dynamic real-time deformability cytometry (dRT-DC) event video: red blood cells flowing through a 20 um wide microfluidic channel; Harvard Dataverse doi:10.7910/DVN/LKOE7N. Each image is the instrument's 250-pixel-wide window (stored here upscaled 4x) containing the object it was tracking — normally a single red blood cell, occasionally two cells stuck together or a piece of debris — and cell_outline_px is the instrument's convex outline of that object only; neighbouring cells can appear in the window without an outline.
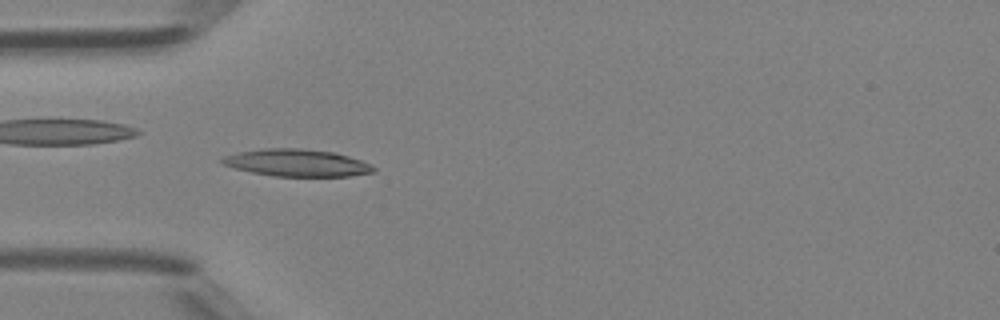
{"species": "Egyptian fruit bat (a non-hibernating species)", "species_latin": "Rousettus aegyptiacus", "temperature_condition": "room temperature", "stored_images_in_passage": 47, "camera_frame_rate_fps": 3000, "um_per_image_px": 0.085, "animal": {"sex": "female"}, "frame": {"image": 1, "passage_image": 14, "time_ms": 4.333, "image_size_px": [1000, 320], "cell_outline_px": [[376, 172], [348, 176], [272, 176], [252, 172], [220, 164], [220, 160], [224, 156], [240, 152], [264, 148], [304, 148], [332, 152], [348, 156], [372, 164], [376, 168]], "centroid_in_image_um": [25.25, 13.84], "position_along_channel_um": 59.7, "area_um2": 23.99}}
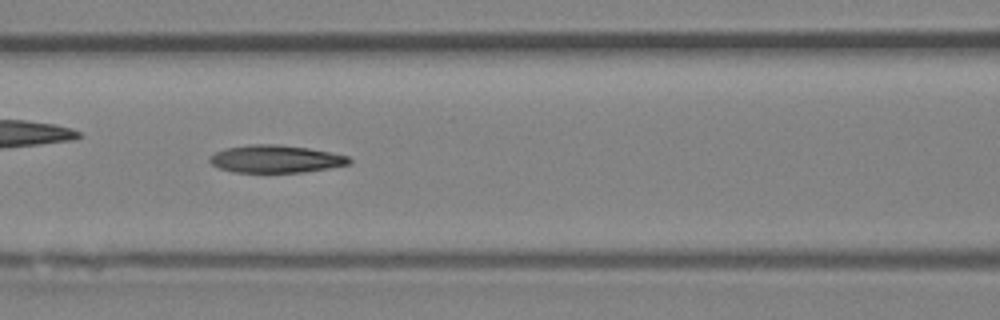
{"frame": {"image": 2, "passage_image": 20, "time_ms": 6.333, "image_size_px": [1000, 320], "cell_outline_px": [[352, 164], [304, 172], [232, 172], [220, 168], [212, 164], [208, 160], [208, 156], [224, 148], [252, 144], [276, 144], [308, 148], [348, 156], [352, 160]], "centroid_in_image_um": [23.42, 13.51], "position_along_channel_um": 143.2, "area_um2": 22.43}, "authors_computed_cell_mechanics": {"area_um2": 24.1604, "velocity_mm_per_s": 4.3081, "shape_relaxation_time_tau1_ms": null, "shape_relaxation_time_tau2_ms": 3.2252, "deformation_change_tau1": null, "deformation_change_tau2": 0.1436}}